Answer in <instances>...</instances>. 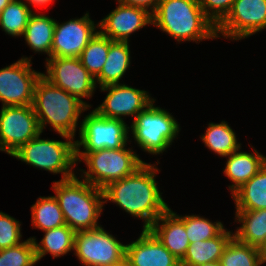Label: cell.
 <instances>
[{
  "label": "cell",
  "mask_w": 266,
  "mask_h": 266,
  "mask_svg": "<svg viewBox=\"0 0 266 266\" xmlns=\"http://www.w3.org/2000/svg\"><path fill=\"white\" fill-rule=\"evenodd\" d=\"M159 164L158 160L155 164L145 162L131 175L109 183L102 189L104 203L116 204L127 214L143 220V229L149 228L170 208L156 181Z\"/></svg>",
  "instance_id": "1"
},
{
  "label": "cell",
  "mask_w": 266,
  "mask_h": 266,
  "mask_svg": "<svg viewBox=\"0 0 266 266\" xmlns=\"http://www.w3.org/2000/svg\"><path fill=\"white\" fill-rule=\"evenodd\" d=\"M32 106L42 133L49 125L57 134L74 139L76 132L80 130L79 119L82 113L90 109L77 97L53 85L43 75L36 82Z\"/></svg>",
  "instance_id": "2"
},
{
  "label": "cell",
  "mask_w": 266,
  "mask_h": 266,
  "mask_svg": "<svg viewBox=\"0 0 266 266\" xmlns=\"http://www.w3.org/2000/svg\"><path fill=\"white\" fill-rule=\"evenodd\" d=\"M152 26L180 42L217 39L216 26L206 17L199 0H160Z\"/></svg>",
  "instance_id": "3"
},
{
  "label": "cell",
  "mask_w": 266,
  "mask_h": 266,
  "mask_svg": "<svg viewBox=\"0 0 266 266\" xmlns=\"http://www.w3.org/2000/svg\"><path fill=\"white\" fill-rule=\"evenodd\" d=\"M51 188L65 223L75 232L102 226L98 222L105 206L102 189L79 179L78 174L66 180L53 181Z\"/></svg>",
  "instance_id": "4"
},
{
  "label": "cell",
  "mask_w": 266,
  "mask_h": 266,
  "mask_svg": "<svg viewBox=\"0 0 266 266\" xmlns=\"http://www.w3.org/2000/svg\"><path fill=\"white\" fill-rule=\"evenodd\" d=\"M42 133L22 145L11 156L33 166V168L48 171L52 174H62L60 180L76 176L78 168L74 138L59 134L63 140L41 138ZM76 172V173H75Z\"/></svg>",
  "instance_id": "5"
},
{
  "label": "cell",
  "mask_w": 266,
  "mask_h": 266,
  "mask_svg": "<svg viewBox=\"0 0 266 266\" xmlns=\"http://www.w3.org/2000/svg\"><path fill=\"white\" fill-rule=\"evenodd\" d=\"M126 144L120 149H102L94 152H76V161L85 163L87 170L80 171L79 178L89 182L97 188L103 189L109 183L131 175L145 161L136 154L133 147Z\"/></svg>",
  "instance_id": "6"
},
{
  "label": "cell",
  "mask_w": 266,
  "mask_h": 266,
  "mask_svg": "<svg viewBox=\"0 0 266 266\" xmlns=\"http://www.w3.org/2000/svg\"><path fill=\"white\" fill-rule=\"evenodd\" d=\"M152 102L129 125L134 143L150 155H161L178 138L181 126L167 109Z\"/></svg>",
  "instance_id": "7"
},
{
  "label": "cell",
  "mask_w": 266,
  "mask_h": 266,
  "mask_svg": "<svg viewBox=\"0 0 266 266\" xmlns=\"http://www.w3.org/2000/svg\"><path fill=\"white\" fill-rule=\"evenodd\" d=\"M83 118L75 140L76 152L120 149L133 142L129 125L123 120L103 117L94 109Z\"/></svg>",
  "instance_id": "8"
},
{
  "label": "cell",
  "mask_w": 266,
  "mask_h": 266,
  "mask_svg": "<svg viewBox=\"0 0 266 266\" xmlns=\"http://www.w3.org/2000/svg\"><path fill=\"white\" fill-rule=\"evenodd\" d=\"M73 252L83 266H113L125 258V244L100 226L77 231Z\"/></svg>",
  "instance_id": "9"
},
{
  "label": "cell",
  "mask_w": 266,
  "mask_h": 266,
  "mask_svg": "<svg viewBox=\"0 0 266 266\" xmlns=\"http://www.w3.org/2000/svg\"><path fill=\"white\" fill-rule=\"evenodd\" d=\"M42 75L53 85L77 97L88 108L92 105L83 99H91L97 89L96 81L82 65L78 57H50Z\"/></svg>",
  "instance_id": "10"
},
{
  "label": "cell",
  "mask_w": 266,
  "mask_h": 266,
  "mask_svg": "<svg viewBox=\"0 0 266 266\" xmlns=\"http://www.w3.org/2000/svg\"><path fill=\"white\" fill-rule=\"evenodd\" d=\"M31 57L22 56L0 69V101L3 106L32 105L36 82L42 72L33 70Z\"/></svg>",
  "instance_id": "11"
},
{
  "label": "cell",
  "mask_w": 266,
  "mask_h": 266,
  "mask_svg": "<svg viewBox=\"0 0 266 266\" xmlns=\"http://www.w3.org/2000/svg\"><path fill=\"white\" fill-rule=\"evenodd\" d=\"M41 132L32 105L1 106L0 151L12 155Z\"/></svg>",
  "instance_id": "12"
},
{
  "label": "cell",
  "mask_w": 266,
  "mask_h": 266,
  "mask_svg": "<svg viewBox=\"0 0 266 266\" xmlns=\"http://www.w3.org/2000/svg\"><path fill=\"white\" fill-rule=\"evenodd\" d=\"M266 29V0H235L216 27L217 38L239 41Z\"/></svg>",
  "instance_id": "13"
},
{
  "label": "cell",
  "mask_w": 266,
  "mask_h": 266,
  "mask_svg": "<svg viewBox=\"0 0 266 266\" xmlns=\"http://www.w3.org/2000/svg\"><path fill=\"white\" fill-rule=\"evenodd\" d=\"M100 92L106 91L103 102L94 108L101 116L107 118L120 119L125 121V117L134 119L138 113L145 110L154 100L149 91L141 90L123 84H112L101 87Z\"/></svg>",
  "instance_id": "14"
},
{
  "label": "cell",
  "mask_w": 266,
  "mask_h": 266,
  "mask_svg": "<svg viewBox=\"0 0 266 266\" xmlns=\"http://www.w3.org/2000/svg\"><path fill=\"white\" fill-rule=\"evenodd\" d=\"M98 31V22L91 19L88 11L65 22L56 19L51 57H79Z\"/></svg>",
  "instance_id": "15"
},
{
  "label": "cell",
  "mask_w": 266,
  "mask_h": 266,
  "mask_svg": "<svg viewBox=\"0 0 266 266\" xmlns=\"http://www.w3.org/2000/svg\"><path fill=\"white\" fill-rule=\"evenodd\" d=\"M116 1V8L98 22L99 32L113 41L130 42L131 34L152 25V14L143 8Z\"/></svg>",
  "instance_id": "16"
},
{
  "label": "cell",
  "mask_w": 266,
  "mask_h": 266,
  "mask_svg": "<svg viewBox=\"0 0 266 266\" xmlns=\"http://www.w3.org/2000/svg\"><path fill=\"white\" fill-rule=\"evenodd\" d=\"M125 258L131 266H181L149 228H142L136 240L125 243Z\"/></svg>",
  "instance_id": "17"
},
{
  "label": "cell",
  "mask_w": 266,
  "mask_h": 266,
  "mask_svg": "<svg viewBox=\"0 0 266 266\" xmlns=\"http://www.w3.org/2000/svg\"><path fill=\"white\" fill-rule=\"evenodd\" d=\"M149 229L161 243L179 260L190 245L184 222L169 208L160 215Z\"/></svg>",
  "instance_id": "18"
},
{
  "label": "cell",
  "mask_w": 266,
  "mask_h": 266,
  "mask_svg": "<svg viewBox=\"0 0 266 266\" xmlns=\"http://www.w3.org/2000/svg\"><path fill=\"white\" fill-rule=\"evenodd\" d=\"M253 152L241 151L240 147L235 152L224 157L227 159L223 174L231 181L228 190L232 195L238 188L253 177L266 163V156L259 153L255 147L249 145Z\"/></svg>",
  "instance_id": "19"
},
{
  "label": "cell",
  "mask_w": 266,
  "mask_h": 266,
  "mask_svg": "<svg viewBox=\"0 0 266 266\" xmlns=\"http://www.w3.org/2000/svg\"><path fill=\"white\" fill-rule=\"evenodd\" d=\"M233 237V230L224 228L216 237L190 243L184 257L180 260V265L200 266L219 261L225 247Z\"/></svg>",
  "instance_id": "20"
},
{
  "label": "cell",
  "mask_w": 266,
  "mask_h": 266,
  "mask_svg": "<svg viewBox=\"0 0 266 266\" xmlns=\"http://www.w3.org/2000/svg\"><path fill=\"white\" fill-rule=\"evenodd\" d=\"M130 43L126 41H113L110 39V47L107 60L101 72L95 77L98 88L120 84L131 65Z\"/></svg>",
  "instance_id": "21"
},
{
  "label": "cell",
  "mask_w": 266,
  "mask_h": 266,
  "mask_svg": "<svg viewBox=\"0 0 266 266\" xmlns=\"http://www.w3.org/2000/svg\"><path fill=\"white\" fill-rule=\"evenodd\" d=\"M235 223L240 226L234 230V237L244 244L262 249L266 244V209L236 210Z\"/></svg>",
  "instance_id": "22"
},
{
  "label": "cell",
  "mask_w": 266,
  "mask_h": 266,
  "mask_svg": "<svg viewBox=\"0 0 266 266\" xmlns=\"http://www.w3.org/2000/svg\"><path fill=\"white\" fill-rule=\"evenodd\" d=\"M55 24L53 17L33 12L22 36L35 54H47L45 61L51 57Z\"/></svg>",
  "instance_id": "23"
},
{
  "label": "cell",
  "mask_w": 266,
  "mask_h": 266,
  "mask_svg": "<svg viewBox=\"0 0 266 266\" xmlns=\"http://www.w3.org/2000/svg\"><path fill=\"white\" fill-rule=\"evenodd\" d=\"M42 232L44 235L39 243L35 236L29 237L34 243L37 262L48 253L53 258H58L74 251L76 232L67 224Z\"/></svg>",
  "instance_id": "24"
},
{
  "label": "cell",
  "mask_w": 266,
  "mask_h": 266,
  "mask_svg": "<svg viewBox=\"0 0 266 266\" xmlns=\"http://www.w3.org/2000/svg\"><path fill=\"white\" fill-rule=\"evenodd\" d=\"M236 210L266 209V163L232 195Z\"/></svg>",
  "instance_id": "25"
},
{
  "label": "cell",
  "mask_w": 266,
  "mask_h": 266,
  "mask_svg": "<svg viewBox=\"0 0 266 266\" xmlns=\"http://www.w3.org/2000/svg\"><path fill=\"white\" fill-rule=\"evenodd\" d=\"M236 137L235 131L225 120L220 123H208L205 133L200 135L204 146L223 158L242 147V143L238 142Z\"/></svg>",
  "instance_id": "26"
},
{
  "label": "cell",
  "mask_w": 266,
  "mask_h": 266,
  "mask_svg": "<svg viewBox=\"0 0 266 266\" xmlns=\"http://www.w3.org/2000/svg\"><path fill=\"white\" fill-rule=\"evenodd\" d=\"M30 210L33 229L47 231L66 224L62 210L54 195L38 197Z\"/></svg>",
  "instance_id": "27"
},
{
  "label": "cell",
  "mask_w": 266,
  "mask_h": 266,
  "mask_svg": "<svg viewBox=\"0 0 266 266\" xmlns=\"http://www.w3.org/2000/svg\"><path fill=\"white\" fill-rule=\"evenodd\" d=\"M219 262L221 266L266 265L260 248L239 242L235 237L225 247Z\"/></svg>",
  "instance_id": "28"
},
{
  "label": "cell",
  "mask_w": 266,
  "mask_h": 266,
  "mask_svg": "<svg viewBox=\"0 0 266 266\" xmlns=\"http://www.w3.org/2000/svg\"><path fill=\"white\" fill-rule=\"evenodd\" d=\"M33 9L24 0H12L0 13V27L11 37H22Z\"/></svg>",
  "instance_id": "29"
},
{
  "label": "cell",
  "mask_w": 266,
  "mask_h": 266,
  "mask_svg": "<svg viewBox=\"0 0 266 266\" xmlns=\"http://www.w3.org/2000/svg\"><path fill=\"white\" fill-rule=\"evenodd\" d=\"M109 47L110 38L98 31L78 57L82 65L94 78L101 72L107 60Z\"/></svg>",
  "instance_id": "30"
},
{
  "label": "cell",
  "mask_w": 266,
  "mask_h": 266,
  "mask_svg": "<svg viewBox=\"0 0 266 266\" xmlns=\"http://www.w3.org/2000/svg\"><path fill=\"white\" fill-rule=\"evenodd\" d=\"M173 212L184 222L190 243L216 237L225 228L224 224L218 220L213 222L204 216L193 213L191 215H179L177 212Z\"/></svg>",
  "instance_id": "31"
},
{
  "label": "cell",
  "mask_w": 266,
  "mask_h": 266,
  "mask_svg": "<svg viewBox=\"0 0 266 266\" xmlns=\"http://www.w3.org/2000/svg\"><path fill=\"white\" fill-rule=\"evenodd\" d=\"M33 240L0 250V266H35L37 264Z\"/></svg>",
  "instance_id": "32"
},
{
  "label": "cell",
  "mask_w": 266,
  "mask_h": 266,
  "mask_svg": "<svg viewBox=\"0 0 266 266\" xmlns=\"http://www.w3.org/2000/svg\"><path fill=\"white\" fill-rule=\"evenodd\" d=\"M21 224L13 216L0 211V250L23 242Z\"/></svg>",
  "instance_id": "33"
},
{
  "label": "cell",
  "mask_w": 266,
  "mask_h": 266,
  "mask_svg": "<svg viewBox=\"0 0 266 266\" xmlns=\"http://www.w3.org/2000/svg\"><path fill=\"white\" fill-rule=\"evenodd\" d=\"M235 0H199L206 17L217 27L230 12Z\"/></svg>",
  "instance_id": "34"
},
{
  "label": "cell",
  "mask_w": 266,
  "mask_h": 266,
  "mask_svg": "<svg viewBox=\"0 0 266 266\" xmlns=\"http://www.w3.org/2000/svg\"><path fill=\"white\" fill-rule=\"evenodd\" d=\"M119 1L126 5L143 8L148 12H150L151 14L154 13V11L158 6V3L160 2V0H119Z\"/></svg>",
  "instance_id": "35"
},
{
  "label": "cell",
  "mask_w": 266,
  "mask_h": 266,
  "mask_svg": "<svg viewBox=\"0 0 266 266\" xmlns=\"http://www.w3.org/2000/svg\"><path fill=\"white\" fill-rule=\"evenodd\" d=\"M25 3L29 6L30 9H32L33 7H39L40 8H46L47 6H49L51 4V2L53 3L55 0H24ZM32 6V8H31Z\"/></svg>",
  "instance_id": "36"
},
{
  "label": "cell",
  "mask_w": 266,
  "mask_h": 266,
  "mask_svg": "<svg viewBox=\"0 0 266 266\" xmlns=\"http://www.w3.org/2000/svg\"><path fill=\"white\" fill-rule=\"evenodd\" d=\"M12 0H0V13Z\"/></svg>",
  "instance_id": "37"
},
{
  "label": "cell",
  "mask_w": 266,
  "mask_h": 266,
  "mask_svg": "<svg viewBox=\"0 0 266 266\" xmlns=\"http://www.w3.org/2000/svg\"><path fill=\"white\" fill-rule=\"evenodd\" d=\"M113 266H131V264L129 263V261L126 258H124L119 263H117Z\"/></svg>",
  "instance_id": "38"
},
{
  "label": "cell",
  "mask_w": 266,
  "mask_h": 266,
  "mask_svg": "<svg viewBox=\"0 0 266 266\" xmlns=\"http://www.w3.org/2000/svg\"><path fill=\"white\" fill-rule=\"evenodd\" d=\"M200 266H221L219 261L211 262V263H206Z\"/></svg>",
  "instance_id": "39"
},
{
  "label": "cell",
  "mask_w": 266,
  "mask_h": 266,
  "mask_svg": "<svg viewBox=\"0 0 266 266\" xmlns=\"http://www.w3.org/2000/svg\"><path fill=\"white\" fill-rule=\"evenodd\" d=\"M261 251H262V254H263V258H264V260L266 261V244H265V246L261 249Z\"/></svg>",
  "instance_id": "40"
}]
</instances>
